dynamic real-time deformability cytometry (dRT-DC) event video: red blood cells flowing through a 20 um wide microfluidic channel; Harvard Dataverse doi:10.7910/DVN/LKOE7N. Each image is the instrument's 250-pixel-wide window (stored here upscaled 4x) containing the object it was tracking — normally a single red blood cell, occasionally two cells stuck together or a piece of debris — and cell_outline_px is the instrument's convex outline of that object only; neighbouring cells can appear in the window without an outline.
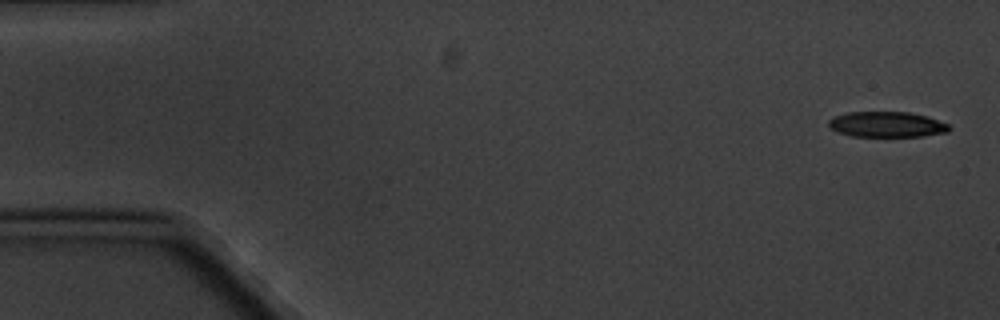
{"species": "common noctule bat (a hibernating species)", "species_latin": "Nyctalus noctula", "temperature_condition": "cold", "stored_images_in_passage": 8, "camera_frame_rate_fps": 3000, "um_per_image_px": 0.085, "animal": {"sex": "male", "body_mass_g": 20.1, "forearm_length_mm": 53.5}, "frame": {"image": 1, "passage_image": 1, "time_ms": 0.0, "image_size_px": [1000, 320], "cell_outline_px": [[952, 128], [948, 132], [924, 136], [852, 136], [836, 132], [828, 124], [828, 120], [832, 116], [848, 112], [908, 112], [928, 116], [948, 124]], "centroid_in_image_um": [75.38, 10.57], "position_along_channel_um": 9.6, "area_um2": 18.03}}